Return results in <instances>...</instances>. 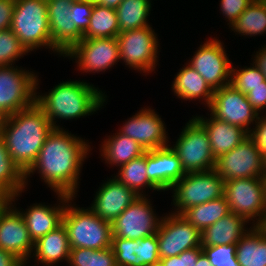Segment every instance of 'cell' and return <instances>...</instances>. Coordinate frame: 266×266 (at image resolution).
Returning a JSON list of instances; mask_svg holds the SVG:
<instances>
[{
	"instance_id": "obj_48",
	"label": "cell",
	"mask_w": 266,
	"mask_h": 266,
	"mask_svg": "<svg viewBox=\"0 0 266 266\" xmlns=\"http://www.w3.org/2000/svg\"><path fill=\"white\" fill-rule=\"evenodd\" d=\"M12 197L0 192V215L4 209L11 203Z\"/></svg>"
},
{
	"instance_id": "obj_36",
	"label": "cell",
	"mask_w": 266,
	"mask_h": 266,
	"mask_svg": "<svg viewBox=\"0 0 266 266\" xmlns=\"http://www.w3.org/2000/svg\"><path fill=\"white\" fill-rule=\"evenodd\" d=\"M68 264L70 266H117L112 247L101 250L71 248Z\"/></svg>"
},
{
	"instance_id": "obj_23",
	"label": "cell",
	"mask_w": 266,
	"mask_h": 266,
	"mask_svg": "<svg viewBox=\"0 0 266 266\" xmlns=\"http://www.w3.org/2000/svg\"><path fill=\"white\" fill-rule=\"evenodd\" d=\"M56 195L59 198L60 205L51 207V205L36 203L29 206L26 212L18 210L33 243L62 224L63 213L67 204V195L63 193H56Z\"/></svg>"
},
{
	"instance_id": "obj_44",
	"label": "cell",
	"mask_w": 266,
	"mask_h": 266,
	"mask_svg": "<svg viewBox=\"0 0 266 266\" xmlns=\"http://www.w3.org/2000/svg\"><path fill=\"white\" fill-rule=\"evenodd\" d=\"M246 95L249 103L258 114H262L259 112L266 110V86H256Z\"/></svg>"
},
{
	"instance_id": "obj_25",
	"label": "cell",
	"mask_w": 266,
	"mask_h": 266,
	"mask_svg": "<svg viewBox=\"0 0 266 266\" xmlns=\"http://www.w3.org/2000/svg\"><path fill=\"white\" fill-rule=\"evenodd\" d=\"M68 232L63 223L34 242L33 256L37 264L53 266L62 259L68 263L70 254ZM35 253V254H34Z\"/></svg>"
},
{
	"instance_id": "obj_40",
	"label": "cell",
	"mask_w": 266,
	"mask_h": 266,
	"mask_svg": "<svg viewBox=\"0 0 266 266\" xmlns=\"http://www.w3.org/2000/svg\"><path fill=\"white\" fill-rule=\"evenodd\" d=\"M92 9L93 3L86 0L72 2L70 10L73 13V22L82 33H84L89 26Z\"/></svg>"
},
{
	"instance_id": "obj_12",
	"label": "cell",
	"mask_w": 266,
	"mask_h": 266,
	"mask_svg": "<svg viewBox=\"0 0 266 266\" xmlns=\"http://www.w3.org/2000/svg\"><path fill=\"white\" fill-rule=\"evenodd\" d=\"M208 108L211 115L216 119L239 126L248 134L251 131L250 124H256L259 117V114L249 103L247 95L236 90L231 84L214 90Z\"/></svg>"
},
{
	"instance_id": "obj_2",
	"label": "cell",
	"mask_w": 266,
	"mask_h": 266,
	"mask_svg": "<svg viewBox=\"0 0 266 266\" xmlns=\"http://www.w3.org/2000/svg\"><path fill=\"white\" fill-rule=\"evenodd\" d=\"M53 129L45 112L36 103L7 116L2 136L9 156L23 173L34 163Z\"/></svg>"
},
{
	"instance_id": "obj_43",
	"label": "cell",
	"mask_w": 266,
	"mask_h": 266,
	"mask_svg": "<svg viewBox=\"0 0 266 266\" xmlns=\"http://www.w3.org/2000/svg\"><path fill=\"white\" fill-rule=\"evenodd\" d=\"M251 129L249 136L253 139L256 147L260 150L261 154L266 153V114L262 116L259 115L258 120Z\"/></svg>"
},
{
	"instance_id": "obj_5",
	"label": "cell",
	"mask_w": 266,
	"mask_h": 266,
	"mask_svg": "<svg viewBox=\"0 0 266 266\" xmlns=\"http://www.w3.org/2000/svg\"><path fill=\"white\" fill-rule=\"evenodd\" d=\"M10 29L28 52L45 47L63 56L52 45L46 0H15Z\"/></svg>"
},
{
	"instance_id": "obj_15",
	"label": "cell",
	"mask_w": 266,
	"mask_h": 266,
	"mask_svg": "<svg viewBox=\"0 0 266 266\" xmlns=\"http://www.w3.org/2000/svg\"><path fill=\"white\" fill-rule=\"evenodd\" d=\"M227 55L222 42L211 38L200 45L188 65L216 90L230 84L232 64Z\"/></svg>"
},
{
	"instance_id": "obj_29",
	"label": "cell",
	"mask_w": 266,
	"mask_h": 266,
	"mask_svg": "<svg viewBox=\"0 0 266 266\" xmlns=\"http://www.w3.org/2000/svg\"><path fill=\"white\" fill-rule=\"evenodd\" d=\"M100 150L106 163L116 167L127 164L132 159L145 153V150L135 140L121 134L119 131L111 137L108 136L103 141Z\"/></svg>"
},
{
	"instance_id": "obj_9",
	"label": "cell",
	"mask_w": 266,
	"mask_h": 266,
	"mask_svg": "<svg viewBox=\"0 0 266 266\" xmlns=\"http://www.w3.org/2000/svg\"><path fill=\"white\" fill-rule=\"evenodd\" d=\"M175 214H181L187 208L203 204L223 196L224 180L213 169L205 172L186 173L171 188Z\"/></svg>"
},
{
	"instance_id": "obj_35",
	"label": "cell",
	"mask_w": 266,
	"mask_h": 266,
	"mask_svg": "<svg viewBox=\"0 0 266 266\" xmlns=\"http://www.w3.org/2000/svg\"><path fill=\"white\" fill-rule=\"evenodd\" d=\"M241 36L266 34V5L262 0H254L230 27Z\"/></svg>"
},
{
	"instance_id": "obj_14",
	"label": "cell",
	"mask_w": 266,
	"mask_h": 266,
	"mask_svg": "<svg viewBox=\"0 0 266 266\" xmlns=\"http://www.w3.org/2000/svg\"><path fill=\"white\" fill-rule=\"evenodd\" d=\"M156 235L160 258L176 256L183 251L201 247V232L181 214L171 212L162 217Z\"/></svg>"
},
{
	"instance_id": "obj_4",
	"label": "cell",
	"mask_w": 266,
	"mask_h": 266,
	"mask_svg": "<svg viewBox=\"0 0 266 266\" xmlns=\"http://www.w3.org/2000/svg\"><path fill=\"white\" fill-rule=\"evenodd\" d=\"M74 198L76 197L67 195L62 218V223L68 232L70 248L101 250L111 247L112 223L101 219L90 208L72 205L71 201Z\"/></svg>"
},
{
	"instance_id": "obj_41",
	"label": "cell",
	"mask_w": 266,
	"mask_h": 266,
	"mask_svg": "<svg viewBox=\"0 0 266 266\" xmlns=\"http://www.w3.org/2000/svg\"><path fill=\"white\" fill-rule=\"evenodd\" d=\"M202 252V247H195L176 256L160 258L159 264L161 266H196L198 256Z\"/></svg>"
},
{
	"instance_id": "obj_13",
	"label": "cell",
	"mask_w": 266,
	"mask_h": 266,
	"mask_svg": "<svg viewBox=\"0 0 266 266\" xmlns=\"http://www.w3.org/2000/svg\"><path fill=\"white\" fill-rule=\"evenodd\" d=\"M146 196H139L112 222V237L139 240L157 233L162 217L154 214Z\"/></svg>"
},
{
	"instance_id": "obj_33",
	"label": "cell",
	"mask_w": 266,
	"mask_h": 266,
	"mask_svg": "<svg viewBox=\"0 0 266 266\" xmlns=\"http://www.w3.org/2000/svg\"><path fill=\"white\" fill-rule=\"evenodd\" d=\"M119 33L116 10L93 3L90 23L82 39L113 38Z\"/></svg>"
},
{
	"instance_id": "obj_20",
	"label": "cell",
	"mask_w": 266,
	"mask_h": 266,
	"mask_svg": "<svg viewBox=\"0 0 266 266\" xmlns=\"http://www.w3.org/2000/svg\"><path fill=\"white\" fill-rule=\"evenodd\" d=\"M89 207L104 221L112 223L139 195L112 177L101 184Z\"/></svg>"
},
{
	"instance_id": "obj_18",
	"label": "cell",
	"mask_w": 266,
	"mask_h": 266,
	"mask_svg": "<svg viewBox=\"0 0 266 266\" xmlns=\"http://www.w3.org/2000/svg\"><path fill=\"white\" fill-rule=\"evenodd\" d=\"M52 45L63 57L82 40L83 33L73 22L70 0H46Z\"/></svg>"
},
{
	"instance_id": "obj_32",
	"label": "cell",
	"mask_w": 266,
	"mask_h": 266,
	"mask_svg": "<svg viewBox=\"0 0 266 266\" xmlns=\"http://www.w3.org/2000/svg\"><path fill=\"white\" fill-rule=\"evenodd\" d=\"M152 0H123L115 9L119 24V31L134 30L150 26L148 16H150Z\"/></svg>"
},
{
	"instance_id": "obj_10",
	"label": "cell",
	"mask_w": 266,
	"mask_h": 266,
	"mask_svg": "<svg viewBox=\"0 0 266 266\" xmlns=\"http://www.w3.org/2000/svg\"><path fill=\"white\" fill-rule=\"evenodd\" d=\"M151 26L127 30L117 36L119 60L134 70L153 72L158 62V36Z\"/></svg>"
},
{
	"instance_id": "obj_46",
	"label": "cell",
	"mask_w": 266,
	"mask_h": 266,
	"mask_svg": "<svg viewBox=\"0 0 266 266\" xmlns=\"http://www.w3.org/2000/svg\"><path fill=\"white\" fill-rule=\"evenodd\" d=\"M0 266H26V264L10 251L0 249Z\"/></svg>"
},
{
	"instance_id": "obj_45",
	"label": "cell",
	"mask_w": 266,
	"mask_h": 266,
	"mask_svg": "<svg viewBox=\"0 0 266 266\" xmlns=\"http://www.w3.org/2000/svg\"><path fill=\"white\" fill-rule=\"evenodd\" d=\"M14 5L15 0H0V31L10 28Z\"/></svg>"
},
{
	"instance_id": "obj_17",
	"label": "cell",
	"mask_w": 266,
	"mask_h": 266,
	"mask_svg": "<svg viewBox=\"0 0 266 266\" xmlns=\"http://www.w3.org/2000/svg\"><path fill=\"white\" fill-rule=\"evenodd\" d=\"M124 123L119 132L135 140L145 151L170 145L166 126L154 109L142 108Z\"/></svg>"
},
{
	"instance_id": "obj_1",
	"label": "cell",
	"mask_w": 266,
	"mask_h": 266,
	"mask_svg": "<svg viewBox=\"0 0 266 266\" xmlns=\"http://www.w3.org/2000/svg\"><path fill=\"white\" fill-rule=\"evenodd\" d=\"M91 149L83 138L71 135L63 128H54L36 160L24 173L25 187L29 182L27 178L37 171L55 193L76 197L81 168Z\"/></svg>"
},
{
	"instance_id": "obj_24",
	"label": "cell",
	"mask_w": 266,
	"mask_h": 266,
	"mask_svg": "<svg viewBox=\"0 0 266 266\" xmlns=\"http://www.w3.org/2000/svg\"><path fill=\"white\" fill-rule=\"evenodd\" d=\"M208 134L214 157L228 153L238 146L249 134L239 126L231 125L216 119L210 114V118L203 116L194 117Z\"/></svg>"
},
{
	"instance_id": "obj_37",
	"label": "cell",
	"mask_w": 266,
	"mask_h": 266,
	"mask_svg": "<svg viewBox=\"0 0 266 266\" xmlns=\"http://www.w3.org/2000/svg\"><path fill=\"white\" fill-rule=\"evenodd\" d=\"M230 84L236 90L247 94L256 86H266V78L254 63L250 67L244 66L239 70L232 65Z\"/></svg>"
},
{
	"instance_id": "obj_51",
	"label": "cell",
	"mask_w": 266,
	"mask_h": 266,
	"mask_svg": "<svg viewBox=\"0 0 266 266\" xmlns=\"http://www.w3.org/2000/svg\"><path fill=\"white\" fill-rule=\"evenodd\" d=\"M7 116L0 112V136L3 135L4 124Z\"/></svg>"
},
{
	"instance_id": "obj_28",
	"label": "cell",
	"mask_w": 266,
	"mask_h": 266,
	"mask_svg": "<svg viewBox=\"0 0 266 266\" xmlns=\"http://www.w3.org/2000/svg\"><path fill=\"white\" fill-rule=\"evenodd\" d=\"M239 266H266V228L252 226L236 243Z\"/></svg>"
},
{
	"instance_id": "obj_8",
	"label": "cell",
	"mask_w": 266,
	"mask_h": 266,
	"mask_svg": "<svg viewBox=\"0 0 266 266\" xmlns=\"http://www.w3.org/2000/svg\"><path fill=\"white\" fill-rule=\"evenodd\" d=\"M171 148L178 155L185 173L205 172L215 167L216 158L208 134L194 116L186 123Z\"/></svg>"
},
{
	"instance_id": "obj_53",
	"label": "cell",
	"mask_w": 266,
	"mask_h": 266,
	"mask_svg": "<svg viewBox=\"0 0 266 266\" xmlns=\"http://www.w3.org/2000/svg\"><path fill=\"white\" fill-rule=\"evenodd\" d=\"M264 178V195H265V206H266V177Z\"/></svg>"
},
{
	"instance_id": "obj_50",
	"label": "cell",
	"mask_w": 266,
	"mask_h": 266,
	"mask_svg": "<svg viewBox=\"0 0 266 266\" xmlns=\"http://www.w3.org/2000/svg\"><path fill=\"white\" fill-rule=\"evenodd\" d=\"M196 266H212L204 252L198 256Z\"/></svg>"
},
{
	"instance_id": "obj_7",
	"label": "cell",
	"mask_w": 266,
	"mask_h": 266,
	"mask_svg": "<svg viewBox=\"0 0 266 266\" xmlns=\"http://www.w3.org/2000/svg\"><path fill=\"white\" fill-rule=\"evenodd\" d=\"M18 66H0V112L6 116L35 103L38 76Z\"/></svg>"
},
{
	"instance_id": "obj_26",
	"label": "cell",
	"mask_w": 266,
	"mask_h": 266,
	"mask_svg": "<svg viewBox=\"0 0 266 266\" xmlns=\"http://www.w3.org/2000/svg\"><path fill=\"white\" fill-rule=\"evenodd\" d=\"M247 223L242 216L230 212L201 232V246L237 243L250 229L245 228Z\"/></svg>"
},
{
	"instance_id": "obj_49",
	"label": "cell",
	"mask_w": 266,
	"mask_h": 266,
	"mask_svg": "<svg viewBox=\"0 0 266 266\" xmlns=\"http://www.w3.org/2000/svg\"><path fill=\"white\" fill-rule=\"evenodd\" d=\"M122 1L123 0H100L97 4L104 7L116 9Z\"/></svg>"
},
{
	"instance_id": "obj_31",
	"label": "cell",
	"mask_w": 266,
	"mask_h": 266,
	"mask_svg": "<svg viewBox=\"0 0 266 266\" xmlns=\"http://www.w3.org/2000/svg\"><path fill=\"white\" fill-rule=\"evenodd\" d=\"M24 190V173L12 161L6 149L4 138L0 136V192L11 196V202H15L16 197Z\"/></svg>"
},
{
	"instance_id": "obj_3",
	"label": "cell",
	"mask_w": 266,
	"mask_h": 266,
	"mask_svg": "<svg viewBox=\"0 0 266 266\" xmlns=\"http://www.w3.org/2000/svg\"><path fill=\"white\" fill-rule=\"evenodd\" d=\"M35 96V103L45 112L53 128L55 121L89 116L104 106L107 96L85 81H66L55 85L48 94ZM43 95V96H42Z\"/></svg>"
},
{
	"instance_id": "obj_21",
	"label": "cell",
	"mask_w": 266,
	"mask_h": 266,
	"mask_svg": "<svg viewBox=\"0 0 266 266\" xmlns=\"http://www.w3.org/2000/svg\"><path fill=\"white\" fill-rule=\"evenodd\" d=\"M148 179L160 190H170L186 173L171 146L146 151Z\"/></svg>"
},
{
	"instance_id": "obj_16",
	"label": "cell",
	"mask_w": 266,
	"mask_h": 266,
	"mask_svg": "<svg viewBox=\"0 0 266 266\" xmlns=\"http://www.w3.org/2000/svg\"><path fill=\"white\" fill-rule=\"evenodd\" d=\"M65 57L75 58L78 68L83 73L104 72L112 68L116 62H120L117 37L82 39Z\"/></svg>"
},
{
	"instance_id": "obj_34",
	"label": "cell",
	"mask_w": 266,
	"mask_h": 266,
	"mask_svg": "<svg viewBox=\"0 0 266 266\" xmlns=\"http://www.w3.org/2000/svg\"><path fill=\"white\" fill-rule=\"evenodd\" d=\"M118 168L119 173H117L118 175L114 176V178L135 191L139 196H145L142 190L145 189V187L160 191L147 177L146 151L140 157L132 159L127 164Z\"/></svg>"
},
{
	"instance_id": "obj_38",
	"label": "cell",
	"mask_w": 266,
	"mask_h": 266,
	"mask_svg": "<svg viewBox=\"0 0 266 266\" xmlns=\"http://www.w3.org/2000/svg\"><path fill=\"white\" fill-rule=\"evenodd\" d=\"M28 53L10 28L0 31V66L14 65L15 61Z\"/></svg>"
},
{
	"instance_id": "obj_22",
	"label": "cell",
	"mask_w": 266,
	"mask_h": 266,
	"mask_svg": "<svg viewBox=\"0 0 266 266\" xmlns=\"http://www.w3.org/2000/svg\"><path fill=\"white\" fill-rule=\"evenodd\" d=\"M117 266H153L160 262L157 235L131 240L112 237Z\"/></svg>"
},
{
	"instance_id": "obj_39",
	"label": "cell",
	"mask_w": 266,
	"mask_h": 266,
	"mask_svg": "<svg viewBox=\"0 0 266 266\" xmlns=\"http://www.w3.org/2000/svg\"><path fill=\"white\" fill-rule=\"evenodd\" d=\"M201 247L212 266H239L236 256V243Z\"/></svg>"
},
{
	"instance_id": "obj_30",
	"label": "cell",
	"mask_w": 266,
	"mask_h": 266,
	"mask_svg": "<svg viewBox=\"0 0 266 266\" xmlns=\"http://www.w3.org/2000/svg\"><path fill=\"white\" fill-rule=\"evenodd\" d=\"M228 213L229 206L223 195L206 203L191 206L184 210L181 216L202 232Z\"/></svg>"
},
{
	"instance_id": "obj_47",
	"label": "cell",
	"mask_w": 266,
	"mask_h": 266,
	"mask_svg": "<svg viewBox=\"0 0 266 266\" xmlns=\"http://www.w3.org/2000/svg\"><path fill=\"white\" fill-rule=\"evenodd\" d=\"M254 56V61L252 63H254V65H256L261 70L264 77L266 78V44L264 47H262V49L257 51L256 55Z\"/></svg>"
},
{
	"instance_id": "obj_54",
	"label": "cell",
	"mask_w": 266,
	"mask_h": 266,
	"mask_svg": "<svg viewBox=\"0 0 266 266\" xmlns=\"http://www.w3.org/2000/svg\"><path fill=\"white\" fill-rule=\"evenodd\" d=\"M86 1L97 4L100 0H86Z\"/></svg>"
},
{
	"instance_id": "obj_19",
	"label": "cell",
	"mask_w": 266,
	"mask_h": 266,
	"mask_svg": "<svg viewBox=\"0 0 266 266\" xmlns=\"http://www.w3.org/2000/svg\"><path fill=\"white\" fill-rule=\"evenodd\" d=\"M11 202L0 215V249L10 251L25 264L34 249L26 224L18 209Z\"/></svg>"
},
{
	"instance_id": "obj_11",
	"label": "cell",
	"mask_w": 266,
	"mask_h": 266,
	"mask_svg": "<svg viewBox=\"0 0 266 266\" xmlns=\"http://www.w3.org/2000/svg\"><path fill=\"white\" fill-rule=\"evenodd\" d=\"M214 170L224 181L263 177V155L248 135L238 146L216 159Z\"/></svg>"
},
{
	"instance_id": "obj_6",
	"label": "cell",
	"mask_w": 266,
	"mask_h": 266,
	"mask_svg": "<svg viewBox=\"0 0 266 266\" xmlns=\"http://www.w3.org/2000/svg\"><path fill=\"white\" fill-rule=\"evenodd\" d=\"M230 212L242 216L254 226L266 223L264 178H243L224 181L223 193ZM255 220H257L255 222Z\"/></svg>"
},
{
	"instance_id": "obj_42",
	"label": "cell",
	"mask_w": 266,
	"mask_h": 266,
	"mask_svg": "<svg viewBox=\"0 0 266 266\" xmlns=\"http://www.w3.org/2000/svg\"><path fill=\"white\" fill-rule=\"evenodd\" d=\"M254 0H220V10L229 21V27Z\"/></svg>"
},
{
	"instance_id": "obj_27",
	"label": "cell",
	"mask_w": 266,
	"mask_h": 266,
	"mask_svg": "<svg viewBox=\"0 0 266 266\" xmlns=\"http://www.w3.org/2000/svg\"><path fill=\"white\" fill-rule=\"evenodd\" d=\"M174 94L182 100H196L199 98L205 101L207 107L210 106L214 90L207 84L205 79L191 66L179 69V72L172 82Z\"/></svg>"
},
{
	"instance_id": "obj_52",
	"label": "cell",
	"mask_w": 266,
	"mask_h": 266,
	"mask_svg": "<svg viewBox=\"0 0 266 266\" xmlns=\"http://www.w3.org/2000/svg\"><path fill=\"white\" fill-rule=\"evenodd\" d=\"M263 177H266V153L263 154Z\"/></svg>"
}]
</instances>
